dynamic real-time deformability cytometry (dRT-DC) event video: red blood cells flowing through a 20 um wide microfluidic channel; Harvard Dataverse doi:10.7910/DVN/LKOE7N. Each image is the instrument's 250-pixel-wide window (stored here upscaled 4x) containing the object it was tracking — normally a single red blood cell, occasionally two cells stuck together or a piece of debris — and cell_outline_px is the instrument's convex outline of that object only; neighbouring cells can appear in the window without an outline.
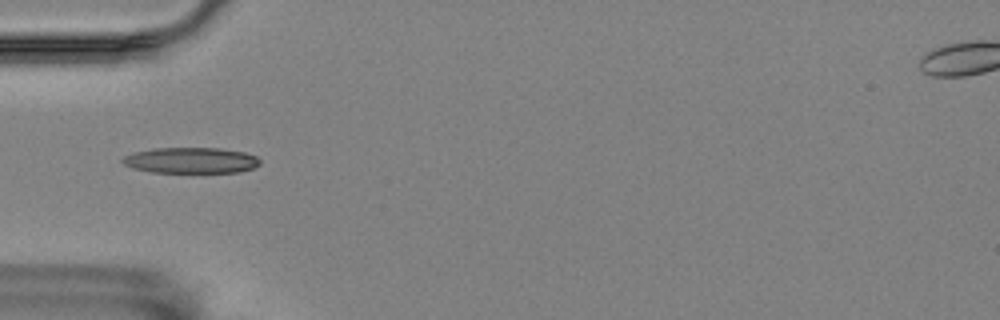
{"species": "Egyptian fruit bat (a non-hibernating species)", "species_latin": "Rousettus aegyptiacus", "temperature_condition": "room temperature", "stored_images_in_passage": 5, "camera_frame_rate_fps": 3000, "um_per_image_px": 0.085, "animal": {"sex": "female"}, "frame": {"image": 1, "passage_image": 5, "time_ms": 1.333, "image_size_px": [1000, 320], "cell_outline_px": [[260, 164], [252, 168], [240, 172], [152, 172], [132, 168], [124, 164], [120, 160], [124, 156], [132, 152], [152, 148], [220, 148], [244, 152], [256, 156], [260, 160]], "centroid_in_image_um": [16.2, 13.62], "position_along_channel_um": 68.8, "area_um2": 20.75}}